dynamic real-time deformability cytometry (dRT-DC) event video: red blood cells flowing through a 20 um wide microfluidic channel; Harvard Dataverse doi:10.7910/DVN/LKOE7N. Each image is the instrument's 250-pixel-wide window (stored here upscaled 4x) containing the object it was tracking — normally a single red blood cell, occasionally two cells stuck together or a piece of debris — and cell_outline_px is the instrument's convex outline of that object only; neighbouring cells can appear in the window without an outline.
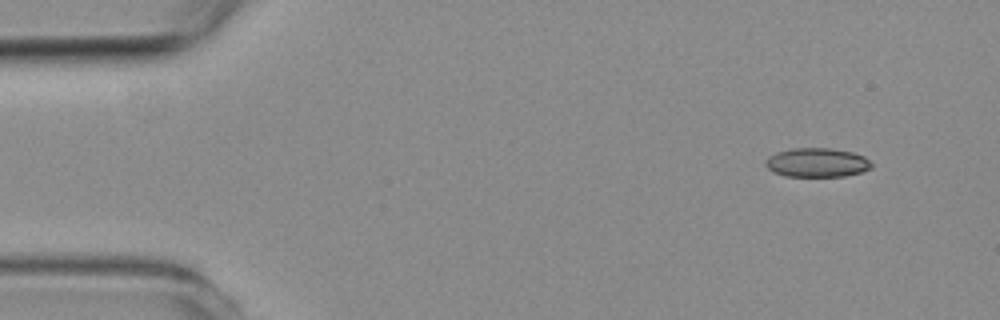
{"species": "common noctule bat (a hibernating species)", "species_latin": "Nyctalus noctula", "temperature_condition": "room temperature", "stored_images_in_passage": 5, "camera_frame_rate_fps": 3000, "um_per_image_px": 0.085, "animal": {"sex": "female", "body_mass_g": 19.3, "forearm_length_mm": 54.1}, "frame": {"image": 1, "passage_image": 2, "time_ms": 1.333, "image_size_px": [1000, 320], "cell_outline_px": [[872, 168], [860, 172], [844, 176], [784, 176], [768, 168], [764, 164], [764, 160], [768, 156], [776, 152], [792, 148], [832, 148], [852, 152], [864, 156], [872, 164]], "centroid_in_image_um": [69.42, 13.81], "position_along_channel_um": 15.6, "area_um2": 17.98}}
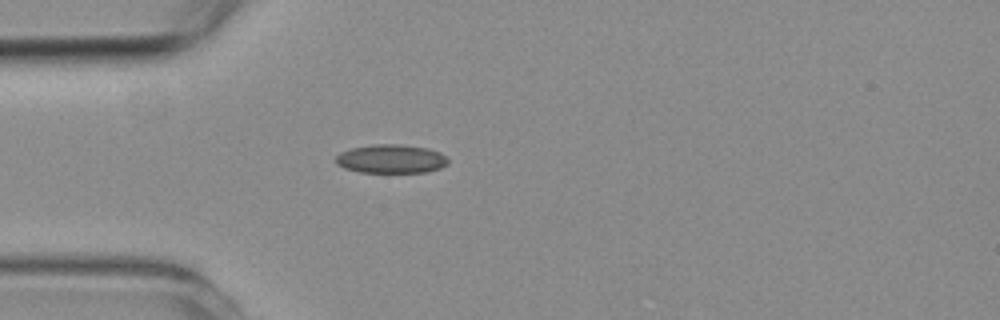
{"frame": {"image": 2, "passage_image": 5, "time_ms": 4.667, "image_size_px": [1000, 320], "cell_outline_px": [[448, 164], [440, 168], [424, 172], [360, 172], [344, 168], [336, 164], [336, 156], [340, 152], [352, 148], [372, 144], [400, 144], [428, 148], [440, 152], [448, 160]], "centroid_in_image_um": [33.23, 13.5], "position_along_channel_um": 51.8, "area_um2": 18.79}}